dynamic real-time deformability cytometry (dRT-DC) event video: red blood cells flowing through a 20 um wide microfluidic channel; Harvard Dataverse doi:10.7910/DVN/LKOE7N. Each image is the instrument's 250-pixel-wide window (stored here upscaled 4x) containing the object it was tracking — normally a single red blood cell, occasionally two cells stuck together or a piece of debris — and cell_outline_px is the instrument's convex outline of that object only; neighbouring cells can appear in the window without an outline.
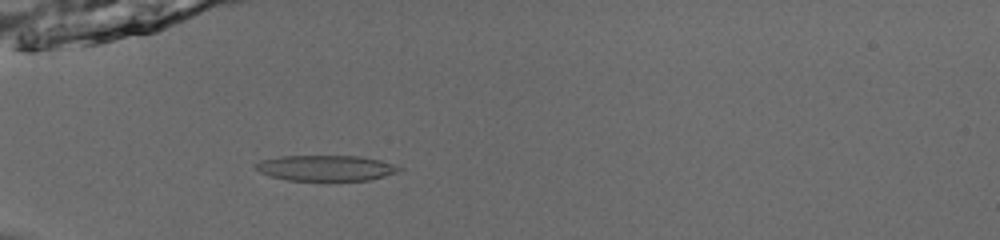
{"species": "common noctule bat (a hibernating species)", "species_latin": "Nyctalus noctula", "temperature_condition": "room temperature", "stored_images_in_passage": 54, "camera_frame_rate_fps": 3000, "um_per_image_px": 0.085, "animal": {"sex": "male", "body_mass_g": 13.0, "forearm_length_mm": 53.1}, "frame": {"image": 1, "passage_image": 19, "time_ms": 6.0, "image_size_px": [1000, 240], "cell_outline_px": [[404, 168], [396, 172], [384, 176], [368, 180], [288, 180], [272, 176], [260, 172], [256, 168], [256, 164], [260, 160], [280, 156], [360, 156], [380, 160]], "centroid_in_image_um": [27.7, 14.27], "position_along_channel_um": 57.3, "area_um2": 21.15}}
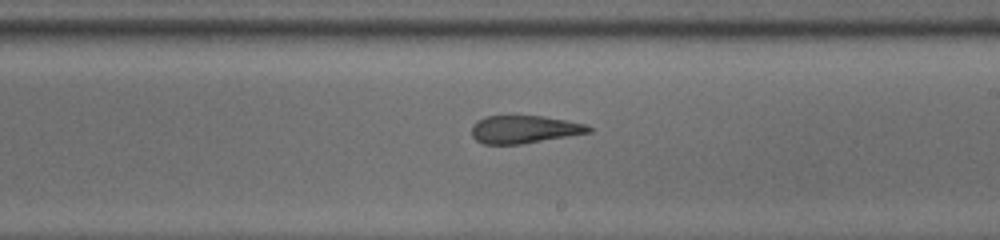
{"frame": {"image": 2, "passage_image": 34, "time_ms": 11.0, "image_size_px": [1000, 240], "cell_outline_px": [[592, 132], [520, 144], [484, 144], [476, 140], [472, 136], [472, 124], [476, 120], [484, 116], [544, 116], [584, 124], [592, 128]], "centroid_in_image_um": [44.51, 10.99], "position_along_channel_um": 244.5, "area_um2": 18.84}}
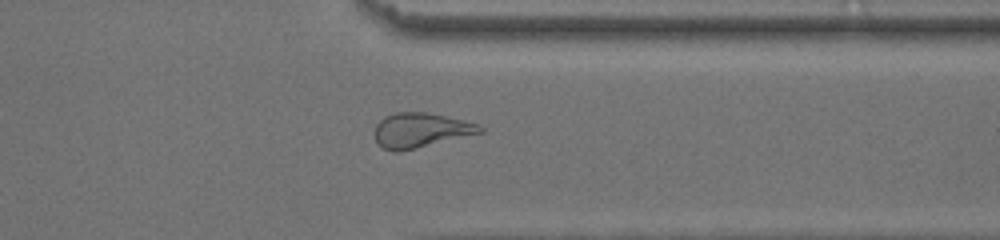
{"frame": {"image": 3, "passage_image": 44, "time_ms": 14.333, "image_size_px": [1000, 240], "cell_outline_px": [[484, 132], [400, 152], [392, 152], [384, 148], [376, 140], [372, 132], [376, 124], [384, 116], [396, 112], [428, 112], [464, 120], [480, 124], [484, 128]], "centroid_in_image_um": [35.74, 11.07], "position_along_channel_um": 375.7, "area_um2": 21.56}, "authors_computed_cell_mechanics": {"area_um2": 21.675, "velocity_mm_per_s": 3.9456, "shape_relaxation_time_tau1_ms": null, "shape_relaxation_time_tau2_ms": 2.356, "deformation_change_tau1": null, "deformation_change_tau2": 0.0818}}